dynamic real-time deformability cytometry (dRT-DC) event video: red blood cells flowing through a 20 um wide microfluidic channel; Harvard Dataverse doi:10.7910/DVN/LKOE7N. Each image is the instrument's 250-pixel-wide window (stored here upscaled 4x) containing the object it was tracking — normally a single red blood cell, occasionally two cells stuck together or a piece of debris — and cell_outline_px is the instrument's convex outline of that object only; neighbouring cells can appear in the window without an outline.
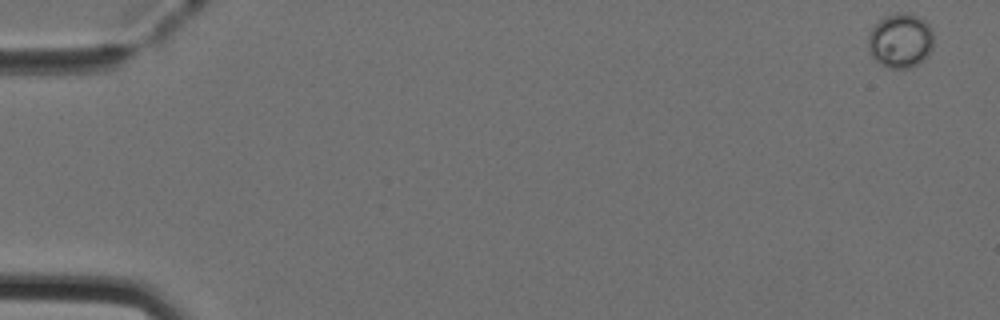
{"species": "Egyptian fruit bat (a non-hibernating species)", "species_latin": "Rousettus aegyptiacus", "temperature_condition": "cold", "stored_images_in_passage": 51, "camera_frame_rate_fps": 3000, "um_per_image_px": 0.085, "animal": {"sex": "female"}, "frame": {"image": 1, "passage_image": 1, "time_ms": 0.0, "image_size_px": [1000, 320], "cell_outline_px": [[932, 48], [916, 64], [908, 68], [888, 68], [880, 64], [868, 52], [868, 36], [872, 28], [884, 16], [896, 12], [908, 12], [920, 16], [932, 28]], "centroid_in_image_um": [76.51, 3.41], "position_along_channel_um": 8.5, "area_um2": 20.75}}
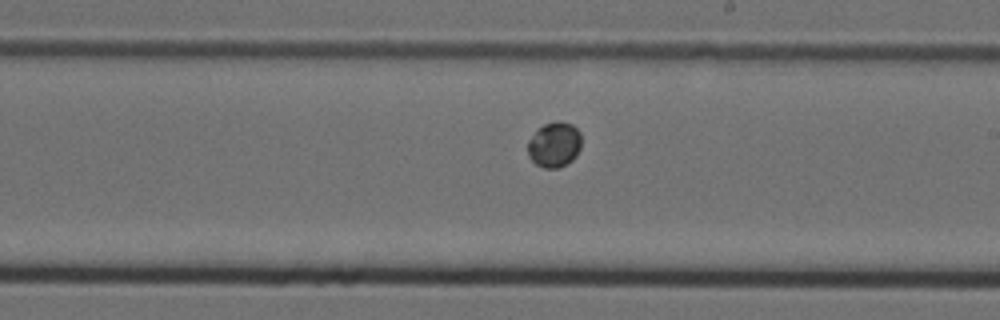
{"frame": {"image": 2, "passage_image": 30, "time_ms": 9.667, "image_size_px": [1000, 320], "cell_outline_px": [[580, 148], [576, 156], [572, 160], [556, 168], [544, 168], [536, 164], [528, 156], [528, 140], [544, 124], [556, 120], [560, 120], [572, 124], [580, 132]], "centroid_in_image_um": [47.12, 12.28], "position_along_channel_um": 241.9, "area_um2": 14.05}}
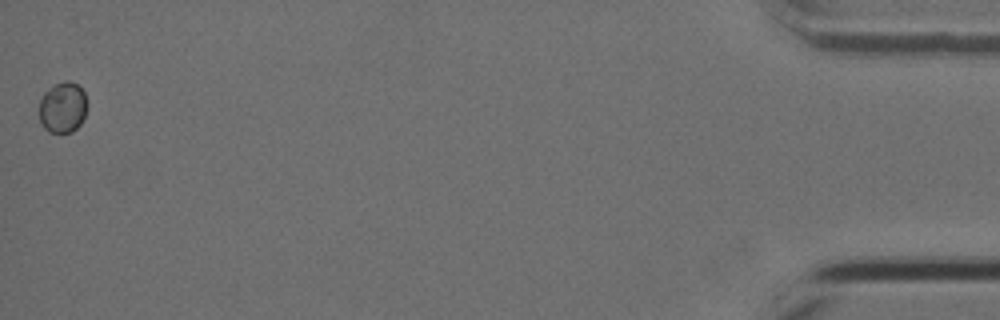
{"frame": {"image": 3, "passage_image": 51, "time_ms": 16.667, "image_size_px": [1000, 320], "cell_outline_px": [[88, 104], [84, 120], [72, 132], [48, 132], [44, 128], [40, 120], [40, 100], [44, 92], [56, 84], [64, 80], [68, 80], [76, 84], [84, 92]], "centroid_in_image_um": [5.36, 9.13], "position_along_channel_um": 429.8, "area_um2": 14.28}}